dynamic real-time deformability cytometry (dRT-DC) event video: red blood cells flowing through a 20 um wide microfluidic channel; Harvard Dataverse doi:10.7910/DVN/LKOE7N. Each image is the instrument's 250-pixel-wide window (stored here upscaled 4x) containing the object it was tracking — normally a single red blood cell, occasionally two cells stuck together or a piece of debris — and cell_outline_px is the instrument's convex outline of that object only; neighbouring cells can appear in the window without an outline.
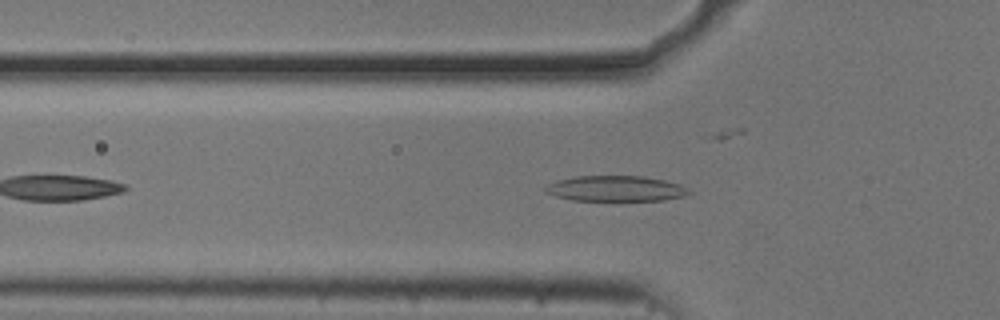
{"species": "common noctule bat (a hibernating species)", "species_latin": "Nyctalus noctula", "temperature_condition": "cold", "stored_images_in_passage": 45, "camera_frame_rate_fps": 3000, "um_per_image_px": 0.085, "animal": {"sex": "male", "body_mass_g": 20.5, "forearm_length_mm": 52.5}, "frame": {"image": 1, "passage_image": 8, "time_ms": 2.333, "image_size_px": [1000, 320], "cell_outline_px": [[692, 192], [684, 196], [664, 200], [572, 200], [556, 196], [544, 192], [544, 188], [548, 184], [560, 180], [576, 176], [644, 176], [664, 180], [680, 184], [688, 188]], "centroid_in_image_um": [52.36, 16.02], "position_along_channel_um": 73.4, "area_um2": 21.27}}
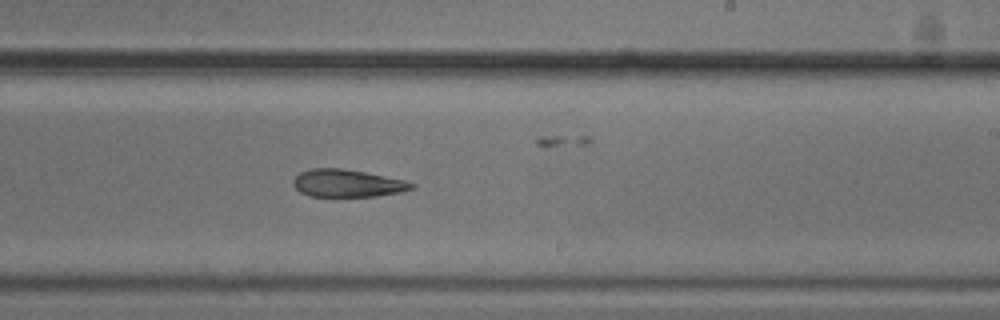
{"frame": {"image": 2, "passage_image": 23, "time_ms": 7.333, "image_size_px": [1000, 320], "cell_outline_px": [[416, 188], [400, 192], [376, 196], [308, 196], [300, 192], [292, 184], [292, 180], [300, 172], [312, 168], [344, 168], [404, 180], [416, 184]], "centroid_in_image_um": [29.51, 15.57], "position_along_channel_um": 259.5, "area_um2": 19.02}}
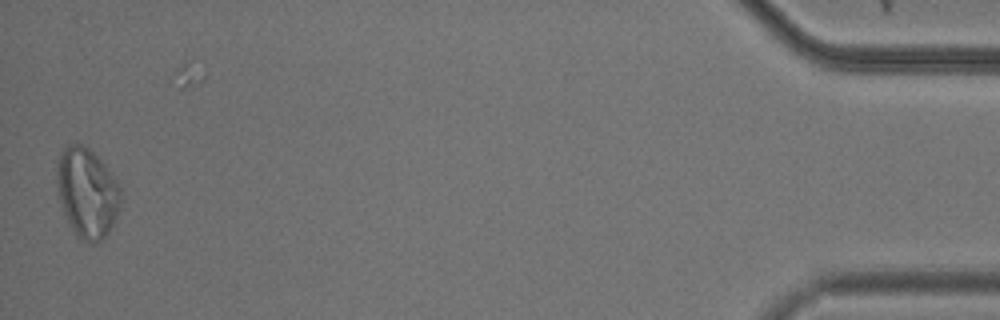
{"frame": {"image": 3, "passage_image": 44, "time_ms": 14.333, "image_size_px": [1000, 320], "cell_outline_px": [[120, 208], [116, 220], [108, 232], [100, 240], [92, 244], [88, 244], [80, 240], [76, 236], [68, 224], [60, 200], [56, 184], [56, 164], [60, 152], [68, 144], [80, 144], [88, 148], [104, 164], [116, 180], [120, 188]], "centroid_in_image_um": [7.38, 16.41], "position_along_channel_um": 427.8, "area_um2": 33.58}, "authors_computed_cell_mechanics": {"area_um2": 20.5768, "velocity_mm_per_s": 3.7, "shape_relaxation_time_tau1_ms": 4.986, "shape_relaxation_time_tau2_ms": null, "deformation_change_tau1": 0.138, "deformation_change_tau2": null}}